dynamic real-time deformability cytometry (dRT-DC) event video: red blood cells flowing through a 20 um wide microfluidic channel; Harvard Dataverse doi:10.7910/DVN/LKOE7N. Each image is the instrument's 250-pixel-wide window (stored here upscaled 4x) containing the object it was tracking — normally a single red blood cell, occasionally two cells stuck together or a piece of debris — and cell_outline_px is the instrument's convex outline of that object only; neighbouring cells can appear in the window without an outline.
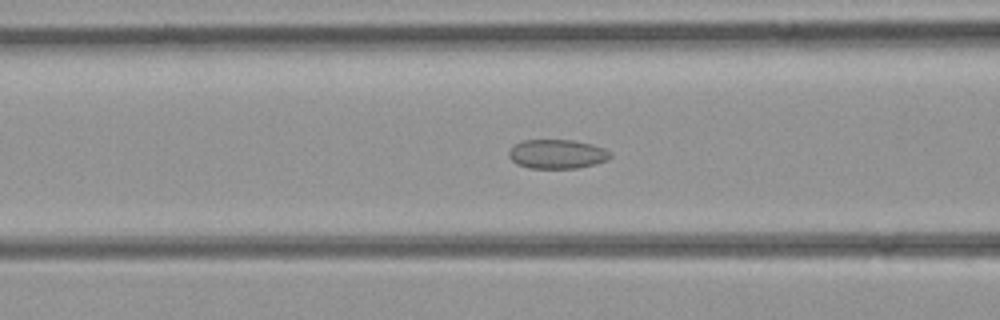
{"species": "common noctule bat (a hibernating species)", "species_latin": "Nyctalus noctula", "temperature_condition": "room temperature", "stored_images_in_passage": 37, "camera_frame_rate_fps": 3000, "um_per_image_px": 0.085, "animal": {"sex": "female", "body_mass_g": 21.9}, "frame": {"image": 1, "passage_image": 16, "time_ms": 5.0, "image_size_px": [1000, 320], "cell_outline_px": [[612, 156], [608, 160], [596, 164], [576, 168], [528, 168], [516, 164], [508, 156], [508, 152], [516, 144], [524, 140], [572, 140], [592, 144], [604, 148], [612, 152]], "centroid_in_image_um": [47.39, 13.1], "position_along_channel_um": 119.2, "area_um2": 17.34}}
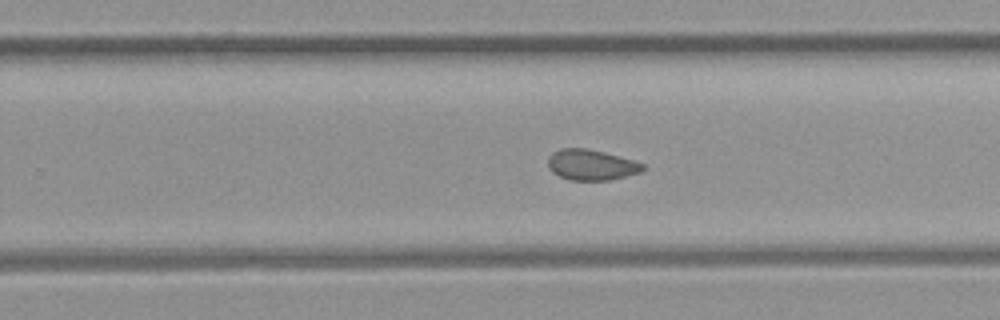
{"frame": {"image": 2, "passage_image": 26, "time_ms": 8.333, "image_size_px": [1000, 320], "cell_outline_px": [[644, 168], [640, 172], [608, 180], [568, 180], [552, 172], [548, 168], [548, 156], [552, 152], [560, 148], [584, 148], [604, 152], [632, 160], [644, 164]], "centroid_in_image_um": [50.2, 14.01], "position_along_channel_um": 279.6, "area_um2": 16.82}}
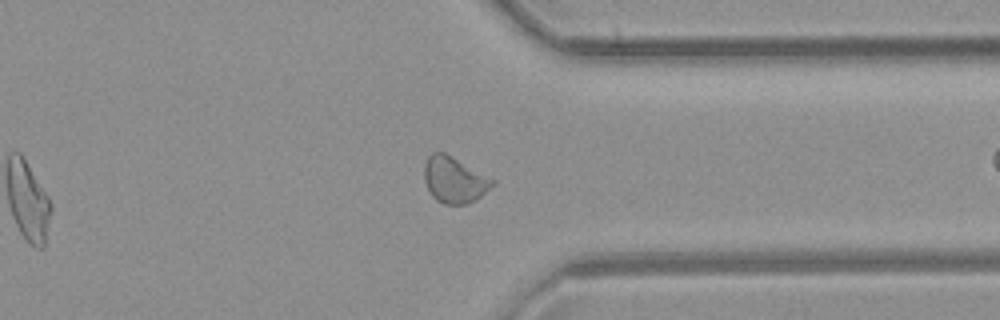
{"frame": {"image": 3, "passage_image": 32, "time_ms": 10.333, "image_size_px": [1000, 320], "cell_outline_px": [[496, 184], [476, 200], [468, 204], [444, 204], [436, 200], [432, 196], [424, 180], [424, 164], [428, 156], [432, 152], [444, 152], [496, 180]], "centroid_in_image_um": [38.63, 15.29], "position_along_channel_um": 372.8, "area_um2": 18.44}}